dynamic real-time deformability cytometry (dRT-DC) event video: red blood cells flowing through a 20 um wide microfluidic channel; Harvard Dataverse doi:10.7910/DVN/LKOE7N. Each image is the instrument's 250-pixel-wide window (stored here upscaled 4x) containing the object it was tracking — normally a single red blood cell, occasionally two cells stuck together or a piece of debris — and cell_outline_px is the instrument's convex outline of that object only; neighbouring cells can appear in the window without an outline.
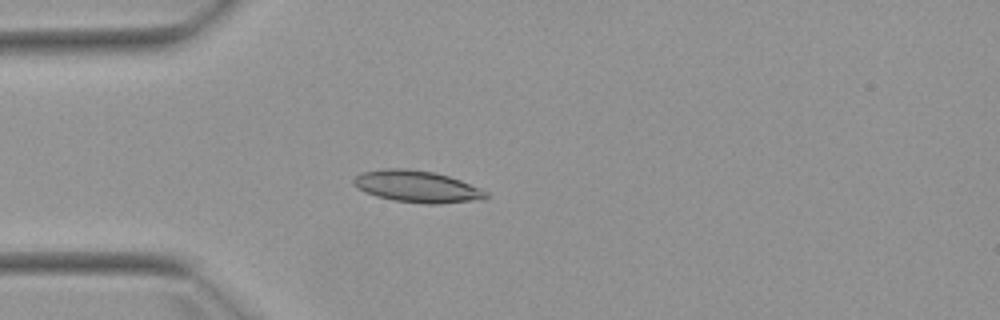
{"species": "Egyptian fruit bat (a non-hibernating species)", "species_latin": "Rousettus aegyptiacus", "temperature_condition": "warm", "stored_images_in_passage": 3, "camera_frame_rate_fps": 3000, "um_per_image_px": 0.085, "animal": {"sex": "female"}, "frame": {"image": 1, "passage_image": 3, "time_ms": 2.333, "image_size_px": [1000, 320], "cell_outline_px": [[488, 196], [472, 200], [440, 204], [428, 204], [392, 200], [376, 196], [364, 192], [356, 188], [352, 184], [352, 180], [356, 176], [364, 172], [384, 168], [408, 168], [432, 172], [448, 176], [460, 180], [480, 188], [488, 192]], "centroid_in_image_um": [35.38, 15.85], "position_along_channel_um": 49.6, "area_um2": 24.39}}